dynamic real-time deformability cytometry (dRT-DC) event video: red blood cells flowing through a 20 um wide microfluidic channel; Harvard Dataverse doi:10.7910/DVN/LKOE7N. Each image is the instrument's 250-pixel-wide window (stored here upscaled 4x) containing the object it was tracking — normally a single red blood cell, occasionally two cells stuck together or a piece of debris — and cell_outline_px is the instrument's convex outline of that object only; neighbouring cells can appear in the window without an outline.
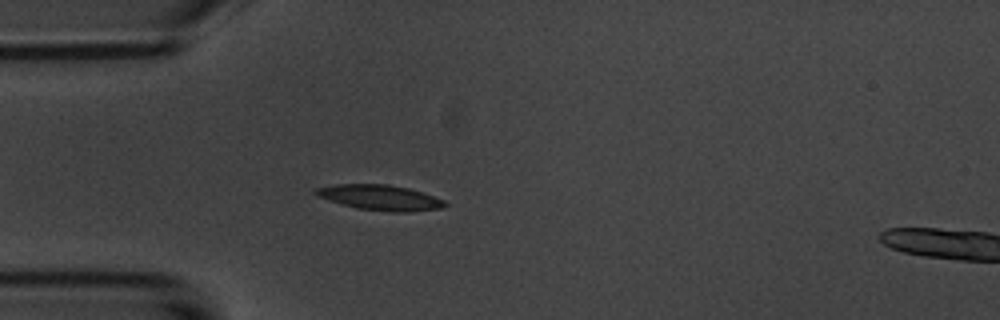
{"species": "common noctule bat (a hibernating species)", "species_latin": "Nyctalus noctula", "temperature_condition": "room temperature", "stored_images_in_passage": 4, "segment_of_instrument_passage": [1, 2], "camera_frame_rate_fps": 3000, "um_per_image_px": 0.085, "animal": {"sex": "male", "body_mass_g": 20.1, "forearm_length_mm": 53.5}, "frame": {"image": 1, "passage_image": 3, "time_ms": 2.333, "image_size_px": [1000, 320], "cell_outline_px": [[448, 204], [440, 208], [408, 212], [392, 212], [356, 208], [316, 196], [312, 192], [316, 188], [336, 184], [388, 184], [408, 188], [444, 200]], "centroid_in_image_um": [32.27, 16.79], "position_along_channel_um": 52.7, "area_um2": 18.9}}